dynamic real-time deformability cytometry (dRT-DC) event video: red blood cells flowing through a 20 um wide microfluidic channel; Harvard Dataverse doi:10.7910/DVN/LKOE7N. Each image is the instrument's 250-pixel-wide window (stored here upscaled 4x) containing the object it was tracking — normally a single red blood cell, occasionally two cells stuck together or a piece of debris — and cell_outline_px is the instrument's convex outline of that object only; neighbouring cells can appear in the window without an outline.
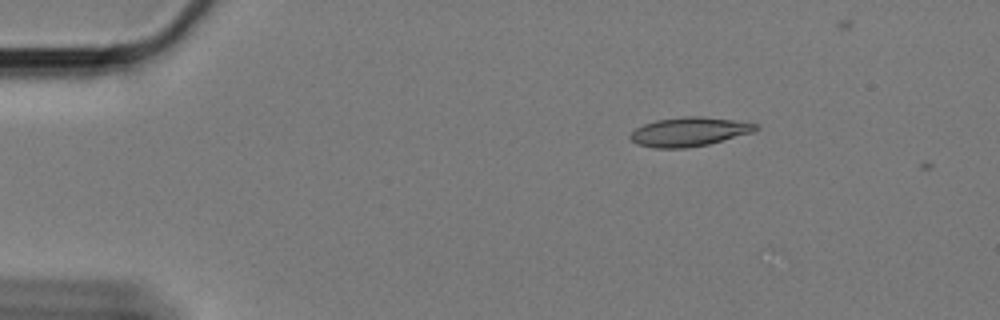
{"species": "Egyptian fruit bat (a non-hibernating species)", "species_latin": "Rousettus aegyptiacus", "temperature_condition": "cold", "stored_images_in_passage": 3, "camera_frame_rate_fps": 3000, "um_per_image_px": 0.085, "animal": {"sex": "female"}, "frame": {"image": 1, "passage_image": 2, "time_ms": 0.333, "image_size_px": [1000, 320], "cell_outline_px": [[760, 128], [752, 132], [708, 144], [684, 148], [656, 148], [636, 144], [628, 136], [636, 128], [644, 124], [656, 120], [684, 116], [700, 116], [732, 120], [760, 124]], "centroid_in_image_um": [58.57, 11.19], "position_along_channel_um": 26.4, "area_um2": 21.1}}